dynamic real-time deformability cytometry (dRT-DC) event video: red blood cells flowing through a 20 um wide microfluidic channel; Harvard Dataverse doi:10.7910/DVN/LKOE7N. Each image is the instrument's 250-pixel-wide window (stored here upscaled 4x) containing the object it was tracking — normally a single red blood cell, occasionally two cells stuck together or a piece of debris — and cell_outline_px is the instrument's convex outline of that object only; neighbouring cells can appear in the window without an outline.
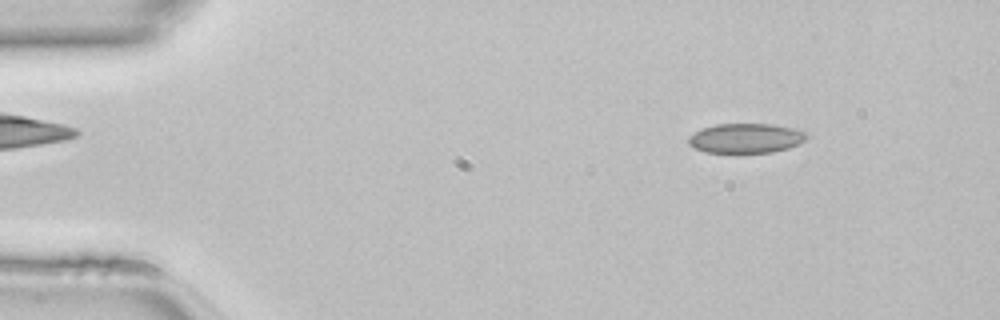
{"species": "common noctule bat (a hibernating species)", "species_latin": "Nyctalus noctula", "temperature_condition": "room temperature", "stored_images_in_passage": 46, "camera_frame_rate_fps": 3000, "um_per_image_px": 0.085, "animal": {"sex": "female", "body_mass_g": 22.7, "forearm_length_mm": 54.2}, "frame": {"image": 1, "passage_image": 5, "time_ms": 1.333, "image_size_px": [1000, 320], "cell_outline_px": [[808, 136], [800, 144], [788, 148], [772, 152], [704, 152], [692, 148], [688, 144], [688, 136], [704, 128], [716, 124], [772, 124], [796, 128], [808, 132]], "centroid_in_image_um": [63.42, 11.74], "position_along_channel_um": 21.6, "area_um2": 20.52}}
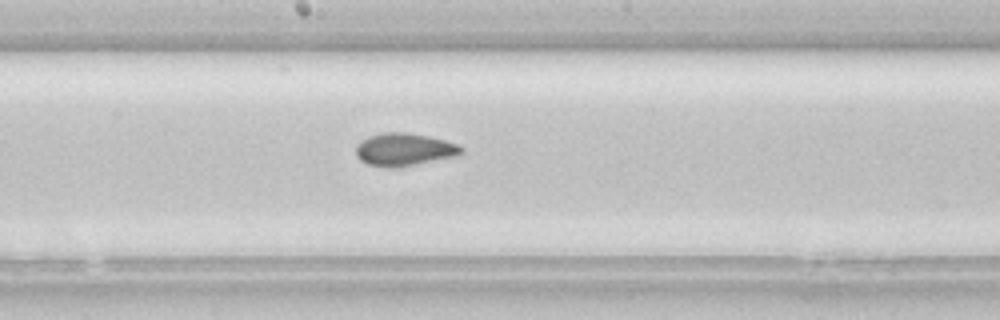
{"frame": {"image": 2, "passage_image": 24, "time_ms": 7.667, "image_size_px": [1000, 320], "cell_outline_px": [[464, 152], [460, 156], [416, 164], [368, 164], [360, 160], [356, 156], [356, 148], [368, 136], [384, 132], [408, 132], [428, 136], [460, 144], [464, 148]], "centroid_in_image_um": [34.47, 12.66], "position_along_channel_um": 213.7, "area_um2": 19.48}}
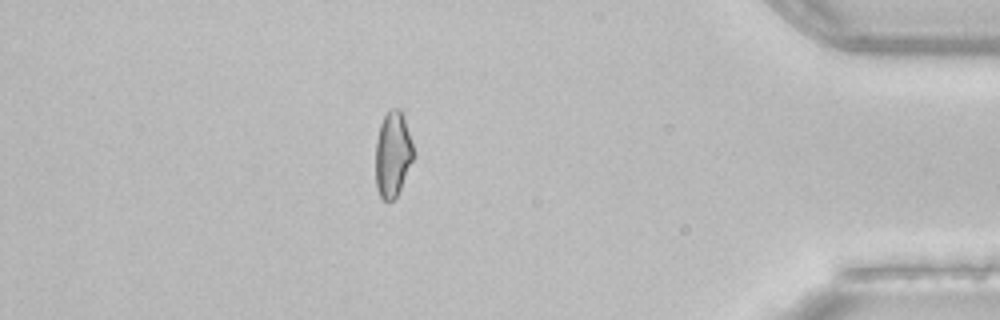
{"frame": {"image": 3, "passage_image": 40, "time_ms": 13.0, "image_size_px": [1000, 320], "cell_outline_px": [[416, 156], [396, 196], [388, 204], [380, 196], [376, 188], [376, 140], [380, 124], [384, 116], [392, 108], [400, 108], [404, 116], [416, 152]], "centroid_in_image_um": [33.41, 13.11], "position_along_channel_um": 401.8, "area_um2": 19.25}}